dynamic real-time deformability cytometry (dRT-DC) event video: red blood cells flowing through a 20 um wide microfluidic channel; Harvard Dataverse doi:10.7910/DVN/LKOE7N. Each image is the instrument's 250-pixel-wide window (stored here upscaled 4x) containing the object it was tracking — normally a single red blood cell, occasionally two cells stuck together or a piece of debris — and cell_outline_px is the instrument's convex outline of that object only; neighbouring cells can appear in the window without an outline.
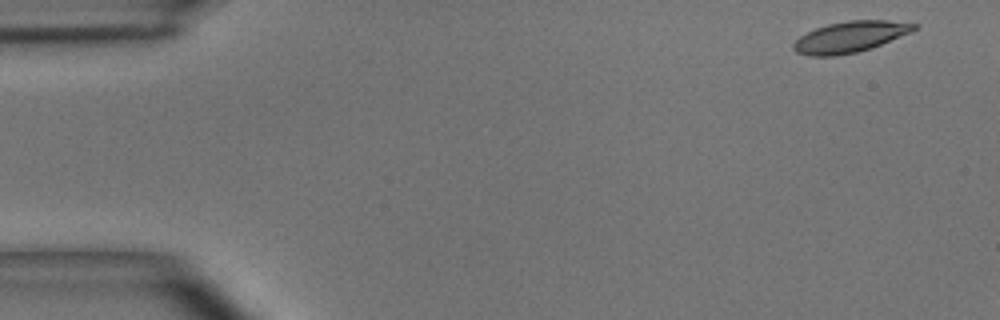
{"species": "common noctule bat (a hibernating species)", "species_latin": "Nyctalus noctula", "temperature_condition": "room temperature", "stored_images_in_passage": 3, "camera_frame_rate_fps": 3000, "um_per_image_px": 0.085, "animal": {"sex": "male", "body_mass_g": 15.6}, "frame": {"image": 1, "passage_image": 1, "time_ms": 0.0, "image_size_px": [1000, 320], "cell_outline_px": [[920, 28], [912, 32], [872, 48], [856, 52], [836, 56], [808, 56], [796, 52], [792, 48], [792, 44], [800, 36], [816, 28], [828, 24], [848, 20], [888, 20], [920, 24]], "centroid_in_image_um": [72.3, 3.13], "position_along_channel_um": 12.7, "area_um2": 22.02}}